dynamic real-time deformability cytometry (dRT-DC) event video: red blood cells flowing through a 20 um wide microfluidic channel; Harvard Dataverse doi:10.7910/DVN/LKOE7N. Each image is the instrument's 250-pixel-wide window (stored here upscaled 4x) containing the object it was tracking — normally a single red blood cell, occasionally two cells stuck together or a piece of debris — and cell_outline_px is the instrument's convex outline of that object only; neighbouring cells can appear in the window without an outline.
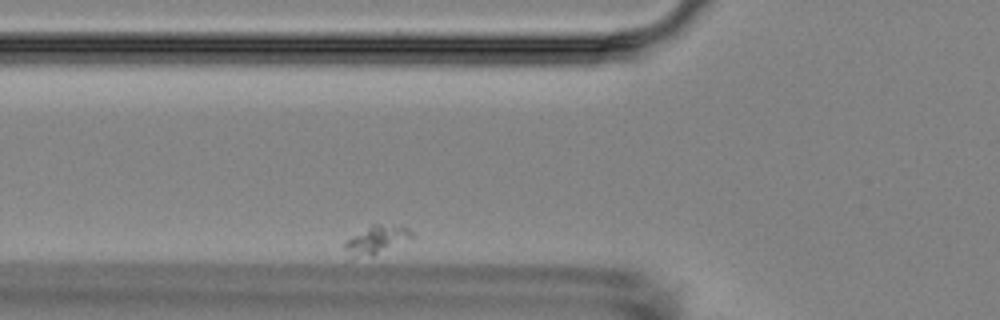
{"species": "Egyptian fruit bat (a non-hibernating species)", "species_latin": "Rousettus aegyptiacus", "temperature_condition": "room temperature", "stored_images_in_passage": 6, "segment_of_instrument_passage": [2, 2], "camera_frame_rate_fps": 3000, "um_per_image_px": 0.085, "animal": {"sex": "female"}, "frame": {"image": 1, "passage_image": 6, "time_ms": 7.667, "image_size_px": [1000, 320], "cell_outline_px": [[416, 236], [372, 256], [344, 248], [344, 244], [352, 236], [372, 224], [404, 224]], "centroid_in_image_um": [32.18, 20.26], "position_along_channel_um": 93.6, "area_um2": 10.35}}